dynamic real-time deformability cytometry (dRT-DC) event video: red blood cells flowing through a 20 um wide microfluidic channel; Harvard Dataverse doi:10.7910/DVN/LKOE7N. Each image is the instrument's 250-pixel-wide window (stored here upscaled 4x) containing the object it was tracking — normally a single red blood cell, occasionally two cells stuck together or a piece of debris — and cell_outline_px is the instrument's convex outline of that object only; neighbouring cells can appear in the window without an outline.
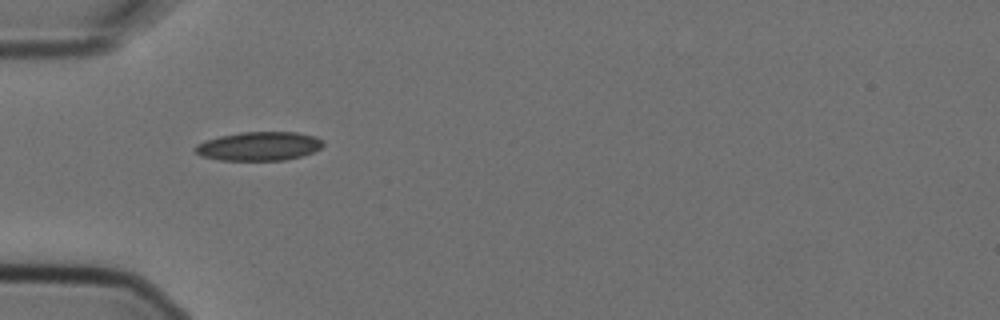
{"species": "Egyptian fruit bat (a non-hibernating species)", "species_latin": "Rousettus aegyptiacus", "temperature_condition": "cold", "stored_images_in_passage": 5, "camera_frame_rate_fps": 3000, "um_per_image_px": 0.085, "animal": {"sex": "female"}, "frame": {"image": 1, "passage_image": 1, "time_ms": 0.0, "image_size_px": [1000, 320], "cell_outline_px": [[324, 144], [320, 148], [312, 152], [300, 156], [284, 160], [220, 160], [200, 156], [192, 148], [196, 144], [204, 140], [220, 136], [240, 132], [296, 132], [316, 136], [324, 140]], "centroid_in_image_um": [21.99, 12.42], "position_along_channel_um": 63.0, "area_um2": 21.62}}
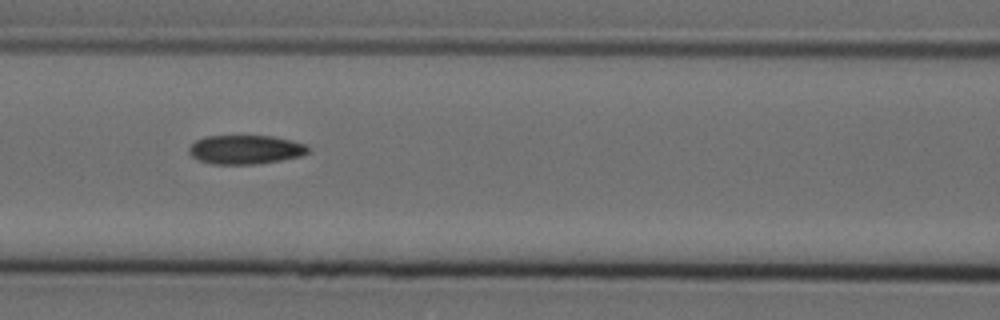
{"frame": {"image": 2, "passage_image": 3, "time_ms": 0.667, "image_size_px": [1000, 320], "cell_outline_px": [[308, 152], [300, 156], [280, 160], [256, 164], [212, 164], [200, 160], [192, 156], [188, 152], [188, 148], [196, 140], [204, 136], [272, 136], [292, 140], [308, 144]], "centroid_in_image_um": [20.86, 12.71], "position_along_channel_um": 145.7, "area_um2": 20.11}}
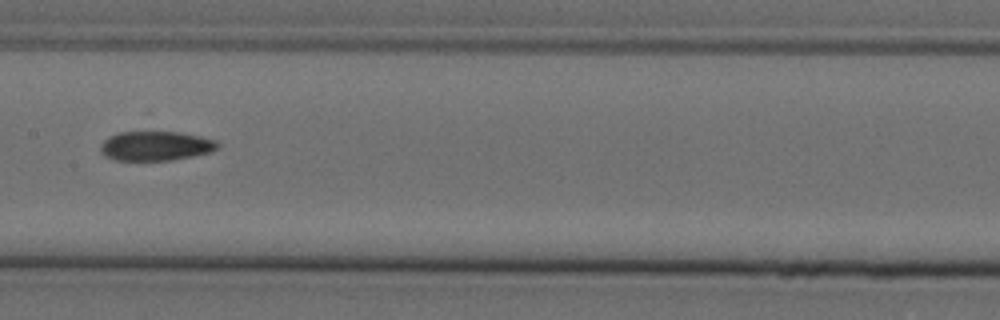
{"frame": {"image": 3, "passage_image": 4, "time_ms": 1.0, "image_size_px": [1000, 320], "cell_outline_px": [[220, 144], [216, 148], [208, 152], [192, 156], [172, 160], [116, 160], [104, 156], [100, 152], [100, 144], [108, 136], [120, 132], [180, 132], [200, 136], [216, 140]], "centroid_in_image_um": [13.19, 12.4], "position_along_channel_um": 194.2, "area_um2": 20.06}}